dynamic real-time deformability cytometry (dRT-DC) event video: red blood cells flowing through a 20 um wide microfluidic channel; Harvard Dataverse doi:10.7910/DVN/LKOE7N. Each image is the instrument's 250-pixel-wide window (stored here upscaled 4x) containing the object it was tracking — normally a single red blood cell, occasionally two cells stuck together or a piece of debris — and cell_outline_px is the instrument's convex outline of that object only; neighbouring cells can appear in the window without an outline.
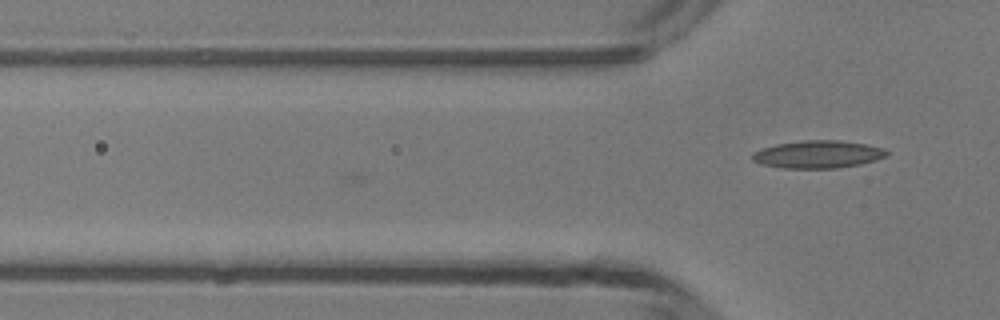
{"species": "common noctule bat (a hibernating species)", "species_latin": "Nyctalus noctula", "temperature_condition": "room temperature", "stored_images_in_passage": 4, "camera_frame_rate_fps": 3000, "um_per_image_px": 0.085, "animal": {"sex": "male", "body_mass_g": 13.3}, "frame": {"image": 1, "passage_image": 4, "time_ms": 1.0, "image_size_px": [1000, 320], "cell_outline_px": [[888, 152], [884, 156], [876, 160], [860, 164], [836, 168], [784, 168], [760, 164], [752, 160], [752, 152], [760, 148], [776, 144], [804, 140], [840, 140], [864, 144], [884, 148]], "centroid_in_image_um": [69.47, 13.11], "position_along_channel_um": 56.3, "area_um2": 21.62}}